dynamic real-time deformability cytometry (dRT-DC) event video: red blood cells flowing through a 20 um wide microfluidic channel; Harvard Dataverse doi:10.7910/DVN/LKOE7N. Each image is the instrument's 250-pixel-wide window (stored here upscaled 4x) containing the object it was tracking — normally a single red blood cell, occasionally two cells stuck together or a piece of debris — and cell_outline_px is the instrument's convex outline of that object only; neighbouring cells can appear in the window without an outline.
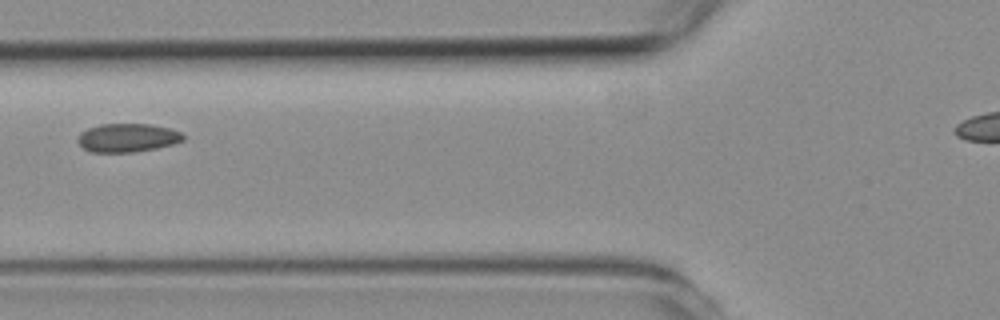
{"species": "common noctule bat (a hibernating species)", "species_latin": "Nyctalus noctula", "temperature_condition": "room temperature", "stored_images_in_passage": 2, "camera_frame_rate_fps": 3000, "um_per_image_px": 0.085, "animal": {"sex": "female", "body_mass_g": 19.3, "forearm_length_mm": 54.1}, "frame": {"image": 1, "passage_image": 2, "time_ms": 1.0, "image_size_px": [1000, 320], "cell_outline_px": [[184, 140], [172, 144], [156, 148], [132, 152], [92, 152], [84, 148], [76, 140], [80, 132], [88, 128], [100, 124], [152, 124], [172, 128], [180, 132], [184, 136]], "centroid_in_image_um": [10.83, 11.7], "position_along_channel_um": 115.0, "area_um2": 17.57}}